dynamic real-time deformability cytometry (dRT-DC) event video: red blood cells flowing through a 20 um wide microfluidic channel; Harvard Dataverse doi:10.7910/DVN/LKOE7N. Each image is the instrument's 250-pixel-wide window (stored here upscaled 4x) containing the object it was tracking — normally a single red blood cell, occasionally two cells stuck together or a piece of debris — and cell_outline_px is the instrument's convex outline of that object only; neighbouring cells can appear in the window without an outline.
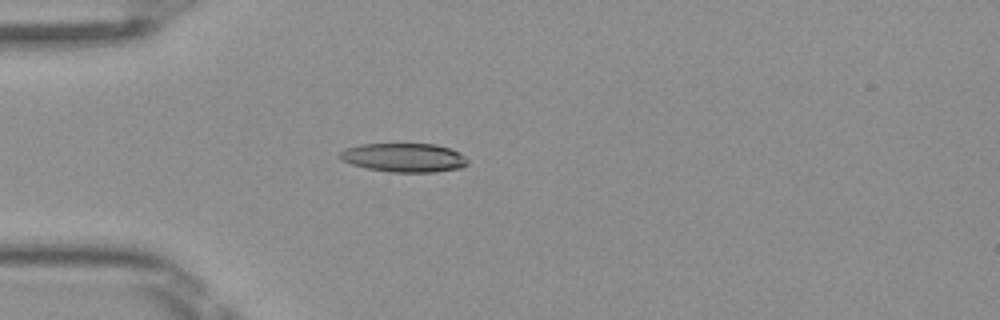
{"species": "Egyptian fruit bat (a non-hibernating species)", "species_latin": "Rousettus aegyptiacus", "temperature_condition": "room temperature", "stored_images_in_passage": 5, "camera_frame_rate_fps": 3000, "um_per_image_px": 0.085, "frame": {"image": 1, "passage_image": 5, "time_ms": 1.333, "image_size_px": [1000, 320], "cell_outline_px": [[468, 164], [464, 168], [432, 172], [388, 172], [368, 168], [352, 164], [340, 160], [336, 156], [344, 148], [360, 144], [436, 144], [452, 148], [460, 152], [468, 160]], "centroid_in_image_um": [34.35, 13.39], "position_along_channel_um": 50.7, "area_um2": 21.85}}